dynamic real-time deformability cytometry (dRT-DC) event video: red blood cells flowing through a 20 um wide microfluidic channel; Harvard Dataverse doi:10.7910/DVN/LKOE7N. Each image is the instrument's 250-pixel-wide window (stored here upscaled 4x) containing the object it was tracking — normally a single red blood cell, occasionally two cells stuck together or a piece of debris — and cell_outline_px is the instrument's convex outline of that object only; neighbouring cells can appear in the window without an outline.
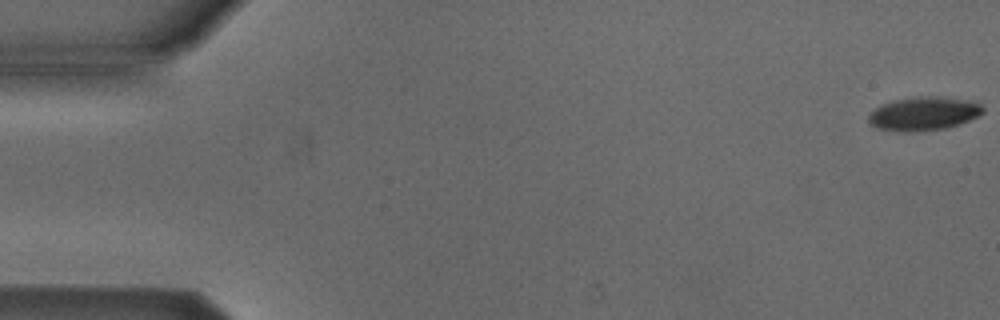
{"species": "Egyptian fruit bat (a non-hibernating species)", "species_latin": "Rousettus aegyptiacus", "temperature_condition": "cold", "stored_images_in_passage": 54, "camera_frame_rate_fps": 3000, "um_per_image_px": 0.085, "animal": {"sex": "male"}, "frame": {"image": 1, "passage_image": 1, "time_ms": 0.0, "image_size_px": [1000, 320], "cell_outline_px": [[984, 112], [960, 124], [944, 128], [908, 132], [904, 132], [880, 128], [872, 124], [868, 120], [868, 116], [876, 108], [884, 104], [896, 100], [920, 96], [936, 96], [968, 100], [980, 104], [984, 108]], "centroid_in_image_um": [78.54, 9.65], "position_along_channel_um": 6.5, "area_um2": 21.91}}
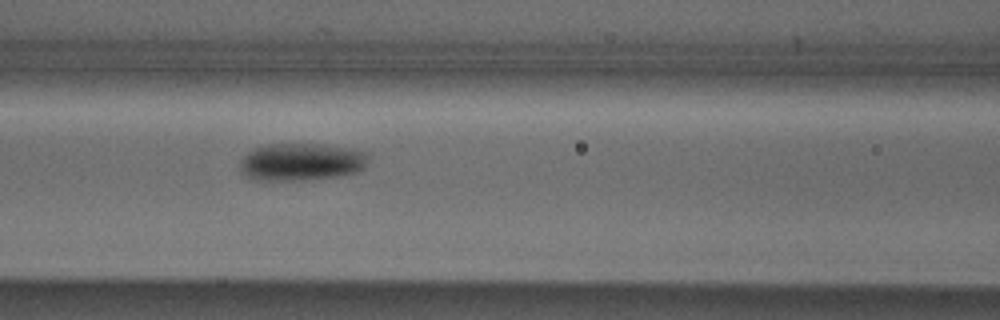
{"frame": {"image": 2, "passage_image": 23, "time_ms": 7.333, "image_size_px": [1000, 320], "cell_outline_px": [[368, 156], [364, 168], [356, 172], [336, 176], [312, 180], [256, 180], [240, 172], [240, 164], [244, 156], [248, 152], [264, 144], [324, 144], [352, 148], [368, 152]], "centroid_in_image_um": [25.63, 13.75], "position_along_channel_um": 141.0, "area_um2": 28.21}}
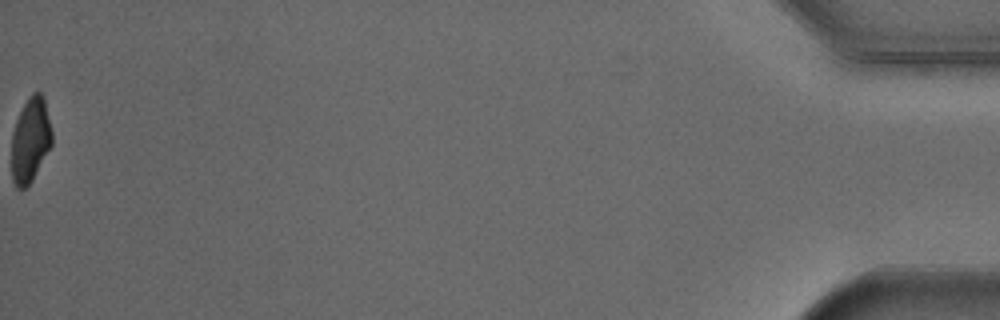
{"frame": {"image": 3, "passage_image": 54, "time_ms": 17.667, "image_size_px": [1000, 320], "cell_outline_px": [[52, 144], [32, 180], [24, 188], [16, 188], [12, 180], [12, 132], [16, 120], [28, 96], [32, 92], [40, 92], [44, 96], [52, 132]], "centroid_in_image_um": [2.58, 11.87], "position_along_channel_um": 432.6, "area_um2": 19.88}, "authors_computed_cell_mechanics": {"area_um2": 24.0737, "velocity_mm_per_s": 3.8639, "shape_relaxation_time_tau1_ms": 2.8294, "shape_relaxation_time_tau2_ms": null, "deformation_change_tau1": 0.1049, "deformation_change_tau2": null}}